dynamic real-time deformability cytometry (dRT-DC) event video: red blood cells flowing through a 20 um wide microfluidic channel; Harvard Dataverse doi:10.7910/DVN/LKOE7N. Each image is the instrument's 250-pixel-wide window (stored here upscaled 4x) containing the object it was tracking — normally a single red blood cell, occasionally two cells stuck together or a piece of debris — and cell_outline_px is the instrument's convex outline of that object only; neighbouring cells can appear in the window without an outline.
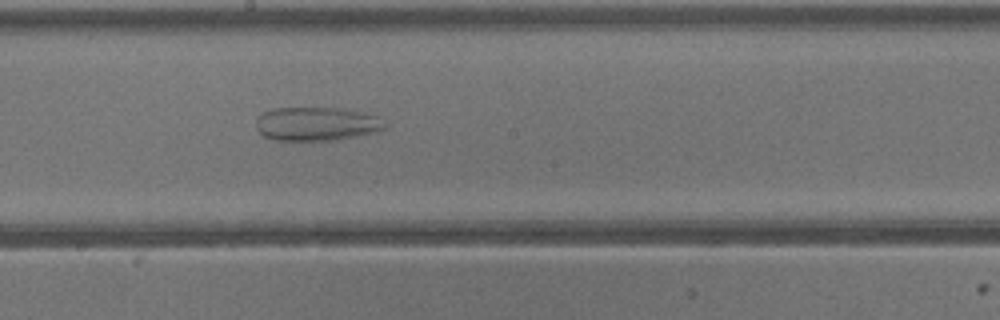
{"species": "common noctule bat (a hibernating species)", "species_latin": "Nyctalus noctula", "temperature_condition": "warm", "stored_images_in_passage": 5, "camera_frame_rate_fps": 3000, "um_per_image_px": 0.085, "animal": {"sex": "male", "body_mass_g": 13.3}, "frame": {"image": 1, "passage_image": 5, "time_ms": 4.667, "image_size_px": [1000, 320], "cell_outline_px": [[388, 124], [384, 128], [376, 132], [336, 140], [272, 140], [264, 136], [256, 128], [256, 116], [272, 108], [344, 108], [380, 116]], "centroid_in_image_um": [26.92, 10.52], "position_along_channel_um": 221.3, "area_um2": 25.61}}